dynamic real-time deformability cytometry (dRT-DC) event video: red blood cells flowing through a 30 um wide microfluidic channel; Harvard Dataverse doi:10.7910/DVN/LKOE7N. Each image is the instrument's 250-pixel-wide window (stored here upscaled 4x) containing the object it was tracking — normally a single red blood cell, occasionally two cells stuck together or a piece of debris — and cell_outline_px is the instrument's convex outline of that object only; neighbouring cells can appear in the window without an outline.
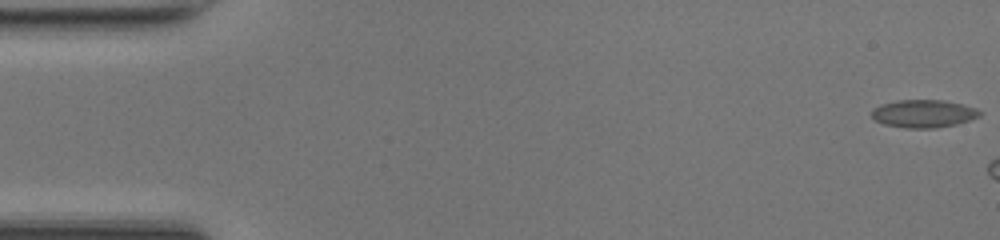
{"species": "common noctule bat (a hibernating species)", "species_latin": "Nyctalus noctula", "temperature_condition": "room temperature", "stored_images_in_passage": 9, "camera_frame_rate_fps": 3000, "um_per_image_px": 0.085, "animal": {"sex": "female", "body_mass_g": 17.0, "forearm_length_mm": 48.0}, "frame": {"image": 1, "passage_image": 1, "time_ms": 0.0, "image_size_px": [1000, 240], "cell_outline_px": [[984, 112], [980, 116], [956, 124], [936, 128], [908, 128], [884, 124], [876, 120], [872, 116], [872, 108], [880, 104], [896, 100], [944, 100], [976, 108]], "centroid_in_image_um": [78.5, 9.65], "position_along_channel_um": 6.5, "area_um2": 17.51}}